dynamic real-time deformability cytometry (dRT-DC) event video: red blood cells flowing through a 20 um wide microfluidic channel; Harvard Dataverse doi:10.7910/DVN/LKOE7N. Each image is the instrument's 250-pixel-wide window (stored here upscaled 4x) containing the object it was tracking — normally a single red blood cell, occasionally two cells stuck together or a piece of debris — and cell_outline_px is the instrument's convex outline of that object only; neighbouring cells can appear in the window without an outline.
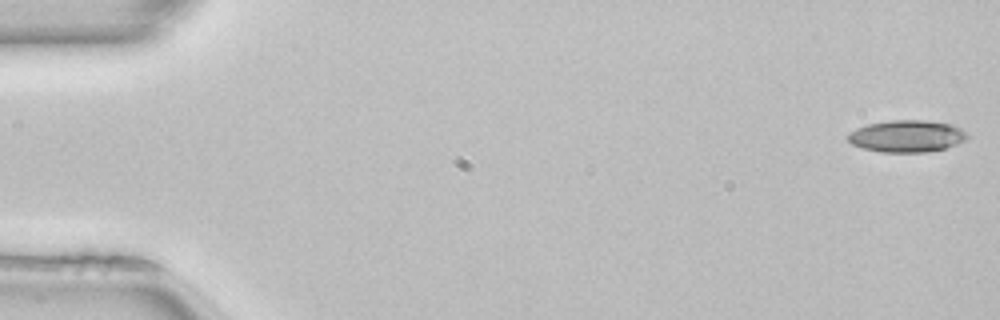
{"species": "common noctule bat (a hibernating species)", "species_latin": "Nyctalus noctula", "temperature_condition": "room temperature", "stored_images_in_passage": 51, "camera_frame_rate_fps": 3000, "um_per_image_px": 0.085, "animal": {"sex": "female", "body_mass_g": 22.7, "forearm_length_mm": 54.2}, "frame": {"image": 1, "passage_image": 1, "time_ms": 0.0, "image_size_px": [1000, 320], "cell_outline_px": [[968, 136], [964, 140], [956, 144], [944, 148], [924, 152], [880, 152], [864, 148], [852, 144], [848, 140], [848, 132], [856, 128], [868, 124], [888, 120], [924, 120], [952, 124], [968, 132]], "centroid_in_image_um": [77.07, 11.56], "position_along_channel_um": 7.9, "area_um2": 22.2}}
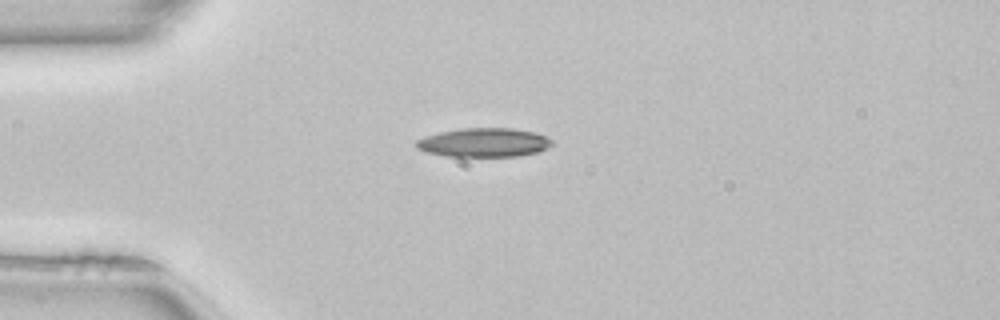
{"frame": {"image": 2, "passage_image": 13, "time_ms": 4.0, "image_size_px": [1000, 320], "cell_outline_px": [[552, 144], [548, 148], [540, 152], [520, 156], [444, 156], [428, 152], [416, 148], [412, 144], [416, 140], [424, 136], [440, 132], [460, 128], [512, 128], [536, 132], [548, 136], [552, 140]], "centroid_in_image_um": [41.15, 12.11], "position_along_channel_um": 43.9, "area_um2": 23.24}}
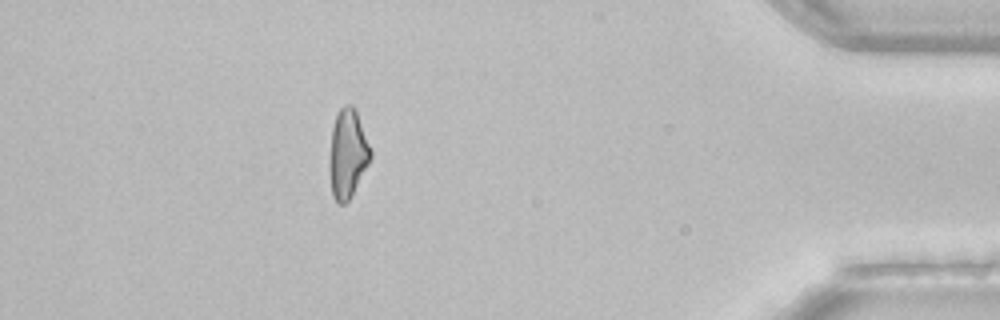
{"frame": {"image": 3, "passage_image": 45, "time_ms": 14.667, "image_size_px": [1000, 320], "cell_outline_px": [[372, 156], [352, 196], [344, 204], [340, 204], [332, 196], [328, 172], [328, 164], [332, 128], [336, 112], [344, 104], [352, 104], [356, 108], [372, 148]], "centroid_in_image_um": [29.54, 13.03], "position_along_channel_um": 405.7, "area_um2": 21.96}, "authors_computed_cell_mechanics": {"area_um2": 22.4842, "velocity_mm_per_s": 4.0712, "shape_relaxation_time_tau1_ms": null, "shape_relaxation_time_tau2_ms": 4.953, "deformation_change_tau1": null, "deformation_change_tau2": 0.1526}}